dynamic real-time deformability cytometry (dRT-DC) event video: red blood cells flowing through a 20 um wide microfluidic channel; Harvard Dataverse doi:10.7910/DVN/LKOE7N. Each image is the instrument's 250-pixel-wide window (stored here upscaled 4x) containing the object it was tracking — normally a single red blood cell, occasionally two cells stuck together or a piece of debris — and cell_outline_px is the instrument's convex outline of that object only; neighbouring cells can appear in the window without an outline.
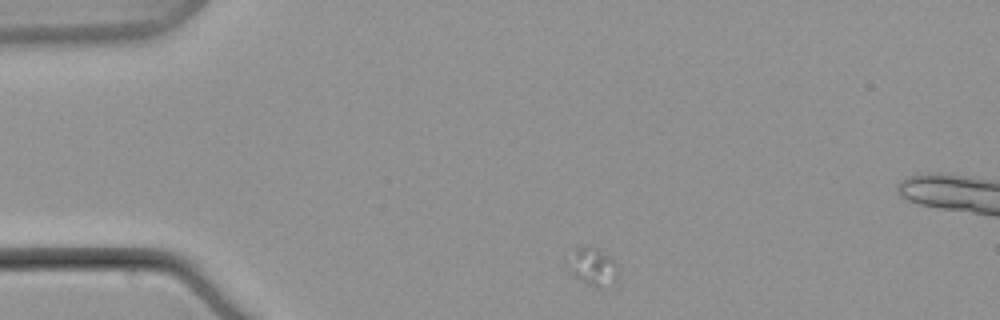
{"species": "common noctule bat (a hibernating species)", "species_latin": "Nyctalus noctula", "temperature_condition": "warm", "stored_images_in_passage": 4, "camera_frame_rate_fps": 3000, "um_per_image_px": 0.085, "animal": {"sex": "male", "body_mass_g": 21.5, "forearm_length_mm": 52.0}, "frame": {"image": 1, "passage_image": 1, "time_ms": 0.0, "image_size_px": [1000, 320], "cell_outline_px": [[616, 276], [600, 288], [596, 288], [580, 280], [564, 264], [576, 248], [588, 244], [596, 248], [612, 260], [616, 264]], "centroid_in_image_um": [50.28, 22.62], "position_along_channel_um": 34.7, "area_um2": 10.52}}